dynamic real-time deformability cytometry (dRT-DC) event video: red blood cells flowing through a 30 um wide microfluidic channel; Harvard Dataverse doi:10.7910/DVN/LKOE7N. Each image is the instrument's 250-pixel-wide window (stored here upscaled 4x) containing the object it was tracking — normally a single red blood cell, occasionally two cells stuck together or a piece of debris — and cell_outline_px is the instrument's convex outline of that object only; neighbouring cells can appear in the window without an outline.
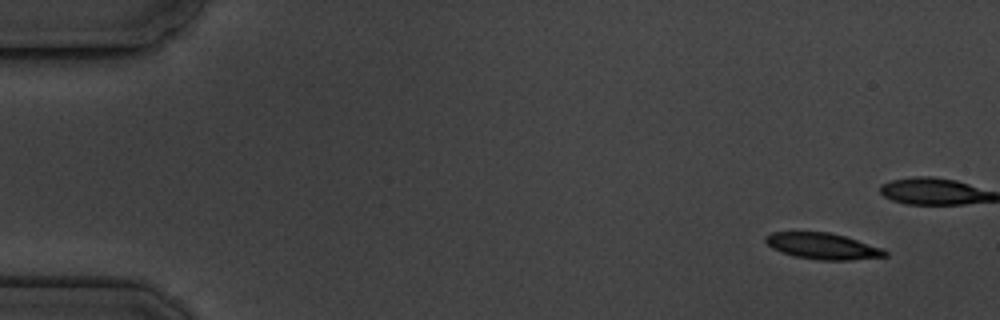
{"species": "common noctule bat (a hibernating species)", "species_latin": "Nyctalus noctula", "temperature_condition": "cold", "stored_images_in_passage": 7, "segment_of_instrument_passage": [1, 2], "camera_frame_rate_fps": 3000, "um_per_image_px": 0.085, "animal": {"sex": "male", "body_mass_g": 19.5, "forearm_length_mm": 54.6}, "frame": {"image": 1, "passage_image": 1, "time_ms": 0.0, "image_size_px": [1000, 320], "cell_outline_px": [[888, 256], [852, 260], [820, 260], [792, 256], [780, 252], [772, 248], [764, 240], [764, 236], [772, 232], [828, 232], [844, 236], [884, 248], [888, 252]], "centroid_in_image_um": [69.93, 20.93], "position_along_channel_um": 15.1, "area_um2": 18.38}}
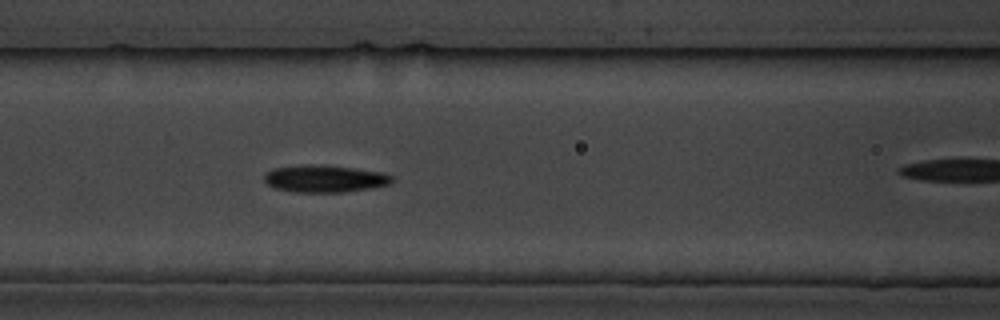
{"frame": {"image": 2, "passage_image": 6, "time_ms": 6.667, "image_size_px": [1000, 320], "cell_outline_px": [[396, 180], [388, 184], [372, 188], [344, 192], [292, 192], [276, 188], [268, 184], [264, 180], [264, 176], [272, 168], [300, 164], [312, 164], [352, 168], [384, 172], [392, 176]], "centroid_in_image_um": [27.61, 15.18], "position_along_channel_um": 139.0, "area_um2": 20.35}}